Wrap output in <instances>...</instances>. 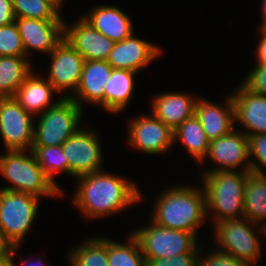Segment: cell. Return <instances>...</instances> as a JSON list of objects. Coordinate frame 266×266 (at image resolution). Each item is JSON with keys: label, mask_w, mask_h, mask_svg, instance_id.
I'll return each instance as SVG.
<instances>
[{"label": "cell", "mask_w": 266, "mask_h": 266, "mask_svg": "<svg viewBox=\"0 0 266 266\" xmlns=\"http://www.w3.org/2000/svg\"><path fill=\"white\" fill-rule=\"evenodd\" d=\"M83 110L70 97H63L57 104L39 114L37 124H34L32 146L62 145L80 128Z\"/></svg>", "instance_id": "8992f818"}, {"label": "cell", "mask_w": 266, "mask_h": 266, "mask_svg": "<svg viewBox=\"0 0 266 266\" xmlns=\"http://www.w3.org/2000/svg\"><path fill=\"white\" fill-rule=\"evenodd\" d=\"M51 62L47 80L58 93L77 90L85 59L66 40H62L50 53Z\"/></svg>", "instance_id": "4fadbf2b"}, {"label": "cell", "mask_w": 266, "mask_h": 266, "mask_svg": "<svg viewBox=\"0 0 266 266\" xmlns=\"http://www.w3.org/2000/svg\"><path fill=\"white\" fill-rule=\"evenodd\" d=\"M54 92L58 91L53 85L42 75L34 74L33 71L26 77L24 83L17 89L14 99L19 103L25 111L36 116L45 110L57 104L63 97L57 98L55 102L53 98Z\"/></svg>", "instance_id": "7402d4cb"}, {"label": "cell", "mask_w": 266, "mask_h": 266, "mask_svg": "<svg viewBox=\"0 0 266 266\" xmlns=\"http://www.w3.org/2000/svg\"><path fill=\"white\" fill-rule=\"evenodd\" d=\"M161 54L160 47L135 37L115 42L107 62L113 69H127L138 73Z\"/></svg>", "instance_id": "2e32d148"}, {"label": "cell", "mask_w": 266, "mask_h": 266, "mask_svg": "<svg viewBox=\"0 0 266 266\" xmlns=\"http://www.w3.org/2000/svg\"><path fill=\"white\" fill-rule=\"evenodd\" d=\"M92 129L80 127L62 145L69 163V175L77 177L102 171L101 141Z\"/></svg>", "instance_id": "30bf717a"}, {"label": "cell", "mask_w": 266, "mask_h": 266, "mask_svg": "<svg viewBox=\"0 0 266 266\" xmlns=\"http://www.w3.org/2000/svg\"><path fill=\"white\" fill-rule=\"evenodd\" d=\"M262 24L260 25L259 29H266V0H262Z\"/></svg>", "instance_id": "60d3db41"}, {"label": "cell", "mask_w": 266, "mask_h": 266, "mask_svg": "<svg viewBox=\"0 0 266 266\" xmlns=\"http://www.w3.org/2000/svg\"><path fill=\"white\" fill-rule=\"evenodd\" d=\"M14 97H0V136L6 151L32 149L34 120Z\"/></svg>", "instance_id": "9c48e42d"}, {"label": "cell", "mask_w": 266, "mask_h": 266, "mask_svg": "<svg viewBox=\"0 0 266 266\" xmlns=\"http://www.w3.org/2000/svg\"><path fill=\"white\" fill-rule=\"evenodd\" d=\"M40 198L0 189V237L10 246H21L38 214Z\"/></svg>", "instance_id": "5b68a950"}, {"label": "cell", "mask_w": 266, "mask_h": 266, "mask_svg": "<svg viewBox=\"0 0 266 266\" xmlns=\"http://www.w3.org/2000/svg\"><path fill=\"white\" fill-rule=\"evenodd\" d=\"M28 57L31 50L49 55L64 37V20L15 18Z\"/></svg>", "instance_id": "5bb4252c"}, {"label": "cell", "mask_w": 266, "mask_h": 266, "mask_svg": "<svg viewBox=\"0 0 266 266\" xmlns=\"http://www.w3.org/2000/svg\"><path fill=\"white\" fill-rule=\"evenodd\" d=\"M198 266H249L242 260L237 259L230 253L214 250L212 253L206 254V256L199 254Z\"/></svg>", "instance_id": "836d02e7"}, {"label": "cell", "mask_w": 266, "mask_h": 266, "mask_svg": "<svg viewBox=\"0 0 266 266\" xmlns=\"http://www.w3.org/2000/svg\"><path fill=\"white\" fill-rule=\"evenodd\" d=\"M10 246L0 237V259H2L8 252Z\"/></svg>", "instance_id": "f35d334b"}, {"label": "cell", "mask_w": 266, "mask_h": 266, "mask_svg": "<svg viewBox=\"0 0 266 266\" xmlns=\"http://www.w3.org/2000/svg\"><path fill=\"white\" fill-rule=\"evenodd\" d=\"M20 246H12V247H10L9 248V252H10V254H11V256H12V260H13V266H44V262H43V259H38L37 258V260H35L34 261V263H33V261L31 260H27L26 261V259L25 260H22V262H20L19 264H21V265H16L15 264V258H14V256H15V254H17L16 252L18 251V248H19Z\"/></svg>", "instance_id": "74e56055"}, {"label": "cell", "mask_w": 266, "mask_h": 266, "mask_svg": "<svg viewBox=\"0 0 266 266\" xmlns=\"http://www.w3.org/2000/svg\"><path fill=\"white\" fill-rule=\"evenodd\" d=\"M262 229H263V235H266V223L262 226Z\"/></svg>", "instance_id": "7bdbcfd3"}, {"label": "cell", "mask_w": 266, "mask_h": 266, "mask_svg": "<svg viewBox=\"0 0 266 266\" xmlns=\"http://www.w3.org/2000/svg\"><path fill=\"white\" fill-rule=\"evenodd\" d=\"M0 56H26L15 22L0 26Z\"/></svg>", "instance_id": "4dcf8cb0"}, {"label": "cell", "mask_w": 266, "mask_h": 266, "mask_svg": "<svg viewBox=\"0 0 266 266\" xmlns=\"http://www.w3.org/2000/svg\"><path fill=\"white\" fill-rule=\"evenodd\" d=\"M202 248L201 246L200 252H189L169 258L148 259L146 266H198L199 254H204Z\"/></svg>", "instance_id": "e575fe53"}, {"label": "cell", "mask_w": 266, "mask_h": 266, "mask_svg": "<svg viewBox=\"0 0 266 266\" xmlns=\"http://www.w3.org/2000/svg\"><path fill=\"white\" fill-rule=\"evenodd\" d=\"M248 171L204 172L202 183L206 196V216L213 222L244 217L245 182Z\"/></svg>", "instance_id": "3957f363"}, {"label": "cell", "mask_w": 266, "mask_h": 266, "mask_svg": "<svg viewBox=\"0 0 266 266\" xmlns=\"http://www.w3.org/2000/svg\"><path fill=\"white\" fill-rule=\"evenodd\" d=\"M128 127L129 145L145 154L156 155L170 151L174 143L173 130L152 113L133 117Z\"/></svg>", "instance_id": "7c38bea8"}, {"label": "cell", "mask_w": 266, "mask_h": 266, "mask_svg": "<svg viewBox=\"0 0 266 266\" xmlns=\"http://www.w3.org/2000/svg\"><path fill=\"white\" fill-rule=\"evenodd\" d=\"M25 152L11 150L0 156V175L10 182L9 186L0 189L32 194L40 199L43 196L62 197L63 192L41 169L32 150H29V154Z\"/></svg>", "instance_id": "277c9868"}, {"label": "cell", "mask_w": 266, "mask_h": 266, "mask_svg": "<svg viewBox=\"0 0 266 266\" xmlns=\"http://www.w3.org/2000/svg\"><path fill=\"white\" fill-rule=\"evenodd\" d=\"M248 140L251 172L266 175V134L249 136Z\"/></svg>", "instance_id": "1f68e13d"}, {"label": "cell", "mask_w": 266, "mask_h": 266, "mask_svg": "<svg viewBox=\"0 0 266 266\" xmlns=\"http://www.w3.org/2000/svg\"><path fill=\"white\" fill-rule=\"evenodd\" d=\"M69 251L67 261L70 266H109L108 238H87Z\"/></svg>", "instance_id": "4316f807"}, {"label": "cell", "mask_w": 266, "mask_h": 266, "mask_svg": "<svg viewBox=\"0 0 266 266\" xmlns=\"http://www.w3.org/2000/svg\"><path fill=\"white\" fill-rule=\"evenodd\" d=\"M112 66L104 60L85 61L80 83L75 94L66 97L73 99L82 109L83 103L104 108V87L111 77Z\"/></svg>", "instance_id": "ac0fdd59"}, {"label": "cell", "mask_w": 266, "mask_h": 266, "mask_svg": "<svg viewBox=\"0 0 266 266\" xmlns=\"http://www.w3.org/2000/svg\"><path fill=\"white\" fill-rule=\"evenodd\" d=\"M128 239V243H119L108 238L109 266H146L138 240L132 233Z\"/></svg>", "instance_id": "f1b7e54d"}, {"label": "cell", "mask_w": 266, "mask_h": 266, "mask_svg": "<svg viewBox=\"0 0 266 266\" xmlns=\"http://www.w3.org/2000/svg\"><path fill=\"white\" fill-rule=\"evenodd\" d=\"M0 266H13V260L10 252L0 259Z\"/></svg>", "instance_id": "ab89813d"}, {"label": "cell", "mask_w": 266, "mask_h": 266, "mask_svg": "<svg viewBox=\"0 0 266 266\" xmlns=\"http://www.w3.org/2000/svg\"><path fill=\"white\" fill-rule=\"evenodd\" d=\"M235 108V122L248 137L266 134V96L255 94L246 89L241 83L231 94Z\"/></svg>", "instance_id": "e0dca14e"}, {"label": "cell", "mask_w": 266, "mask_h": 266, "mask_svg": "<svg viewBox=\"0 0 266 266\" xmlns=\"http://www.w3.org/2000/svg\"><path fill=\"white\" fill-rule=\"evenodd\" d=\"M172 186L155 199L151 222L164 228L198 235L206 216V196L202 186Z\"/></svg>", "instance_id": "7a4b0ae2"}, {"label": "cell", "mask_w": 266, "mask_h": 266, "mask_svg": "<svg viewBox=\"0 0 266 266\" xmlns=\"http://www.w3.org/2000/svg\"><path fill=\"white\" fill-rule=\"evenodd\" d=\"M137 73L127 69H112L104 87V110L111 114L124 111L134 93V76Z\"/></svg>", "instance_id": "603a6c76"}, {"label": "cell", "mask_w": 266, "mask_h": 266, "mask_svg": "<svg viewBox=\"0 0 266 266\" xmlns=\"http://www.w3.org/2000/svg\"><path fill=\"white\" fill-rule=\"evenodd\" d=\"M243 204L245 218L261 226L266 223V175L248 174Z\"/></svg>", "instance_id": "cb8c5ba5"}, {"label": "cell", "mask_w": 266, "mask_h": 266, "mask_svg": "<svg viewBox=\"0 0 266 266\" xmlns=\"http://www.w3.org/2000/svg\"><path fill=\"white\" fill-rule=\"evenodd\" d=\"M224 103V106L223 104L221 106L204 98L197 100L195 115L209 141L218 139L235 129V108L231 94Z\"/></svg>", "instance_id": "d6986e66"}, {"label": "cell", "mask_w": 266, "mask_h": 266, "mask_svg": "<svg viewBox=\"0 0 266 266\" xmlns=\"http://www.w3.org/2000/svg\"><path fill=\"white\" fill-rule=\"evenodd\" d=\"M57 6H59L61 9H62V7L64 6L63 5V3H65L64 2V0H52Z\"/></svg>", "instance_id": "b9f144b4"}, {"label": "cell", "mask_w": 266, "mask_h": 266, "mask_svg": "<svg viewBox=\"0 0 266 266\" xmlns=\"http://www.w3.org/2000/svg\"><path fill=\"white\" fill-rule=\"evenodd\" d=\"M261 32V39L258 41L256 48L257 63H266V29H259Z\"/></svg>", "instance_id": "8d00e7d4"}, {"label": "cell", "mask_w": 266, "mask_h": 266, "mask_svg": "<svg viewBox=\"0 0 266 266\" xmlns=\"http://www.w3.org/2000/svg\"><path fill=\"white\" fill-rule=\"evenodd\" d=\"M173 140L174 144L179 140L192 158H196L200 163L204 162L208 153L209 140L196 115L186 119L173 131Z\"/></svg>", "instance_id": "484cf974"}, {"label": "cell", "mask_w": 266, "mask_h": 266, "mask_svg": "<svg viewBox=\"0 0 266 266\" xmlns=\"http://www.w3.org/2000/svg\"><path fill=\"white\" fill-rule=\"evenodd\" d=\"M132 235L138 240L146 261L174 257L189 252H200L201 250L197 241L198 237L195 234L160 227L151 221L148 226L133 230Z\"/></svg>", "instance_id": "ba28073f"}, {"label": "cell", "mask_w": 266, "mask_h": 266, "mask_svg": "<svg viewBox=\"0 0 266 266\" xmlns=\"http://www.w3.org/2000/svg\"><path fill=\"white\" fill-rule=\"evenodd\" d=\"M15 22L12 0H0V26Z\"/></svg>", "instance_id": "d590c367"}, {"label": "cell", "mask_w": 266, "mask_h": 266, "mask_svg": "<svg viewBox=\"0 0 266 266\" xmlns=\"http://www.w3.org/2000/svg\"><path fill=\"white\" fill-rule=\"evenodd\" d=\"M64 40H66L85 61H107L114 41L94 29L83 17L68 26L64 21Z\"/></svg>", "instance_id": "9a60e30c"}, {"label": "cell", "mask_w": 266, "mask_h": 266, "mask_svg": "<svg viewBox=\"0 0 266 266\" xmlns=\"http://www.w3.org/2000/svg\"><path fill=\"white\" fill-rule=\"evenodd\" d=\"M87 14L83 18L114 42L122 41L134 33L131 19L117 6L97 4Z\"/></svg>", "instance_id": "44dd1931"}, {"label": "cell", "mask_w": 266, "mask_h": 266, "mask_svg": "<svg viewBox=\"0 0 266 266\" xmlns=\"http://www.w3.org/2000/svg\"><path fill=\"white\" fill-rule=\"evenodd\" d=\"M206 158H210L209 160L216 166L205 172L227 170L251 172L248 136L240 130L233 129L230 133L209 141Z\"/></svg>", "instance_id": "8fae6325"}, {"label": "cell", "mask_w": 266, "mask_h": 266, "mask_svg": "<svg viewBox=\"0 0 266 266\" xmlns=\"http://www.w3.org/2000/svg\"><path fill=\"white\" fill-rule=\"evenodd\" d=\"M241 84L255 94L266 96V63H256Z\"/></svg>", "instance_id": "d6a6232c"}, {"label": "cell", "mask_w": 266, "mask_h": 266, "mask_svg": "<svg viewBox=\"0 0 266 266\" xmlns=\"http://www.w3.org/2000/svg\"><path fill=\"white\" fill-rule=\"evenodd\" d=\"M15 18L63 20L61 8L52 0H12Z\"/></svg>", "instance_id": "f546056e"}, {"label": "cell", "mask_w": 266, "mask_h": 266, "mask_svg": "<svg viewBox=\"0 0 266 266\" xmlns=\"http://www.w3.org/2000/svg\"><path fill=\"white\" fill-rule=\"evenodd\" d=\"M213 225L218 250L230 253L249 266L256 265L261 253L262 240L258 237L263 234L261 225L252 223L245 217L222 220Z\"/></svg>", "instance_id": "52a82bcc"}, {"label": "cell", "mask_w": 266, "mask_h": 266, "mask_svg": "<svg viewBox=\"0 0 266 266\" xmlns=\"http://www.w3.org/2000/svg\"><path fill=\"white\" fill-rule=\"evenodd\" d=\"M197 99L190 93L166 92L151 100V113L173 131L195 115Z\"/></svg>", "instance_id": "ffe728a7"}, {"label": "cell", "mask_w": 266, "mask_h": 266, "mask_svg": "<svg viewBox=\"0 0 266 266\" xmlns=\"http://www.w3.org/2000/svg\"><path fill=\"white\" fill-rule=\"evenodd\" d=\"M31 150L39 162L41 169L64 195V190L61 189L62 187L54 179L55 173L64 172L69 175V163L63 151V145L32 146Z\"/></svg>", "instance_id": "83f0119b"}, {"label": "cell", "mask_w": 266, "mask_h": 266, "mask_svg": "<svg viewBox=\"0 0 266 266\" xmlns=\"http://www.w3.org/2000/svg\"><path fill=\"white\" fill-rule=\"evenodd\" d=\"M73 203L84 217L97 219L123 212L140 200L141 190L127 178L108 172H94L76 178Z\"/></svg>", "instance_id": "6da1fadb"}, {"label": "cell", "mask_w": 266, "mask_h": 266, "mask_svg": "<svg viewBox=\"0 0 266 266\" xmlns=\"http://www.w3.org/2000/svg\"><path fill=\"white\" fill-rule=\"evenodd\" d=\"M27 56H0V97H13L32 72Z\"/></svg>", "instance_id": "d4e9b609"}]
</instances>
